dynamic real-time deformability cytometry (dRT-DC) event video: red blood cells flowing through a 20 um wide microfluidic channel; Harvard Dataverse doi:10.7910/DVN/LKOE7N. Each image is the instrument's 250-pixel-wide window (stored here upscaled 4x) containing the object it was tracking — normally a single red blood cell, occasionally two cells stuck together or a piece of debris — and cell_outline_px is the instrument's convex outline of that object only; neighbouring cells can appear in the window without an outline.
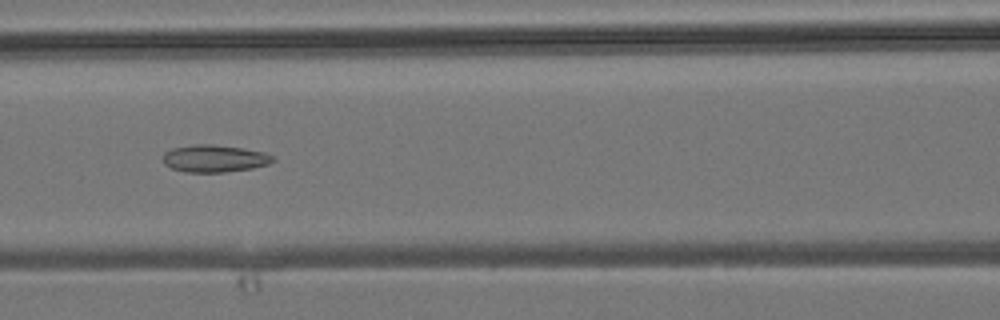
{"species": "common noctule bat (a hibernating species)", "species_latin": "Nyctalus noctula", "temperature_condition": "room temperature", "stored_images_in_passage": 6, "camera_frame_rate_fps": 3000, "um_per_image_px": 0.085, "animal": {"sex": "male", "body_mass_g": 19.2, "forearm_length_mm": 51.8}, "frame": {"image": 1, "passage_image": 6, "time_ms": 6.333, "image_size_px": [1000, 320], "cell_outline_px": [[276, 160], [268, 164], [252, 168], [224, 172], [184, 172], [172, 168], [164, 164], [164, 152], [172, 148], [192, 144], [212, 144], [244, 148], [264, 152], [272, 156]], "centroid_in_image_um": [18.22, 13.46], "position_along_channel_um": 148.4, "area_um2": 17.51}}